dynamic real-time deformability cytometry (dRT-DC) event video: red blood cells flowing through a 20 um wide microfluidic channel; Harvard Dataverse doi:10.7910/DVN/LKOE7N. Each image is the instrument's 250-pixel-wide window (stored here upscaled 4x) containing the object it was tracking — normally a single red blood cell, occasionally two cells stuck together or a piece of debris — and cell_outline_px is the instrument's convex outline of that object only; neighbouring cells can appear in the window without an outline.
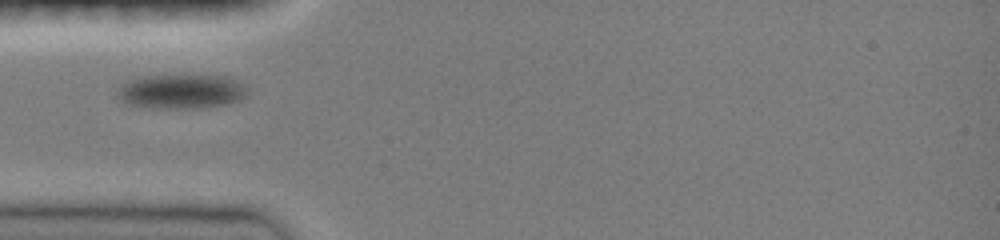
{"species": "common noctule bat (a hibernating species)", "species_latin": "Nyctalus noctula", "temperature_condition": "room temperature", "stored_images_in_passage": 6, "camera_frame_rate_fps": 3000, "um_per_image_px": 0.085, "animal": {"sex": "female", "body_mass_g": 19.0, "forearm_length_mm": 51.5}, "frame": {"image": 1, "passage_image": 1, "time_ms": 0.0, "image_size_px": [1000, 240], "cell_outline_px": [[248, 92], [244, 96], [236, 100], [224, 104], [204, 108], [144, 108], [128, 104], [120, 96], [120, 84], [124, 80], [140, 76], [188, 72], [224, 76], [236, 80], [248, 88]], "centroid_in_image_um": [15.4, 7.71], "position_along_channel_um": 69.6, "area_um2": 27.05}}
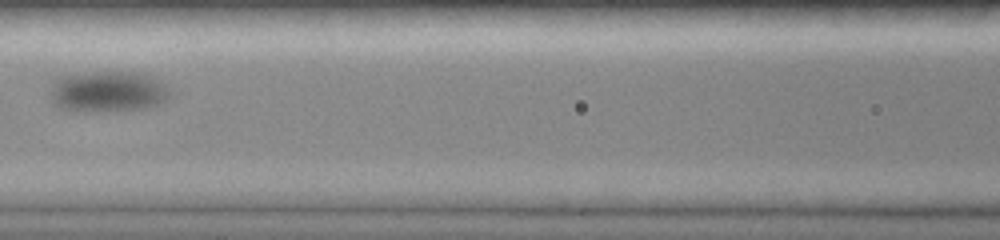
{"frame": {"image": 2, "passage_image": 4, "time_ms": 2.667, "image_size_px": [1000, 240], "cell_outline_px": [[176, 92], [172, 96], [160, 104], [144, 108], [60, 108], [52, 104], [52, 84], [56, 76], [84, 72], [140, 72], [152, 76]], "centroid_in_image_um": [9.25, 7.7], "position_along_channel_um": 157.4, "area_um2": 27.92}}
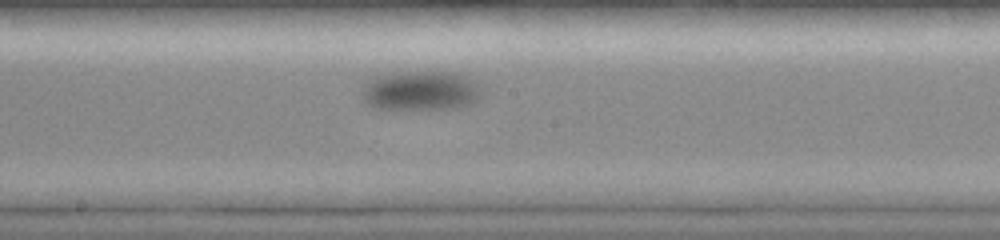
{"frame": {"image": 3, "passage_image": 6, "time_ms": 4.333, "image_size_px": [1000, 240], "cell_outline_px": [[480, 100], [472, 104], [460, 108], [376, 108], [364, 104], [360, 96], [360, 92], [364, 84], [372, 76], [388, 72], [456, 72], [464, 76], [476, 84], [480, 92]], "centroid_in_image_um": [35.67, 7.7], "position_along_channel_um": 212.5, "area_um2": 27.86}}